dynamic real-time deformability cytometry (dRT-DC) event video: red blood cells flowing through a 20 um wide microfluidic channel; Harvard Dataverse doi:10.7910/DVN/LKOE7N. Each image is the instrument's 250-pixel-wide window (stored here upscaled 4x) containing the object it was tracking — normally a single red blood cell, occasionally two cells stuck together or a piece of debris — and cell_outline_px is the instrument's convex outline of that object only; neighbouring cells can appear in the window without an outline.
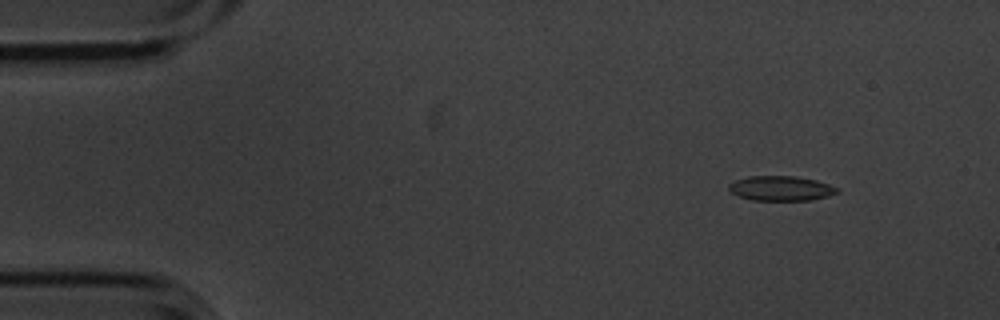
{"species": "common noctule bat (a hibernating species)", "species_latin": "Nyctalus noctula", "temperature_condition": "cold", "stored_images_in_passage": 4, "camera_frame_rate_fps": 3000, "um_per_image_px": 0.085, "animal": {"sex": "male", "body_mass_g": 20.1, "forearm_length_mm": 53.5}, "frame": {"image": 1, "passage_image": 1, "time_ms": 0.0, "image_size_px": [1000, 320], "cell_outline_px": [[840, 192], [828, 196], [812, 200], [752, 200], [740, 196], [732, 192], [728, 188], [728, 184], [736, 180], [748, 176], [796, 176], [816, 180], [840, 188]], "centroid_in_image_um": [66.42, 16.01], "position_along_channel_um": 18.6, "area_um2": 15.66}}
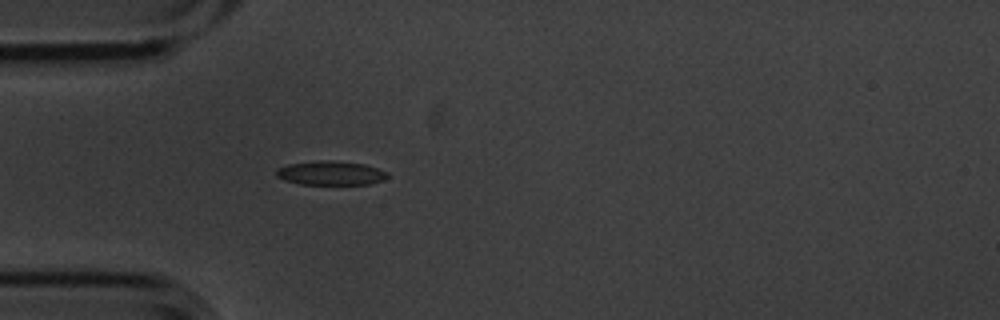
{"frame": {"image": 2, "passage_image": 4, "time_ms": 1.0, "image_size_px": [1000, 320], "cell_outline_px": [[388, 176], [384, 180], [368, 184], [300, 184], [284, 180], [276, 176], [276, 168], [288, 164], [320, 160], [332, 160], [364, 164], [388, 172]], "centroid_in_image_um": [28.09, 14.7], "position_along_channel_um": 56.9, "area_um2": 15.61}}